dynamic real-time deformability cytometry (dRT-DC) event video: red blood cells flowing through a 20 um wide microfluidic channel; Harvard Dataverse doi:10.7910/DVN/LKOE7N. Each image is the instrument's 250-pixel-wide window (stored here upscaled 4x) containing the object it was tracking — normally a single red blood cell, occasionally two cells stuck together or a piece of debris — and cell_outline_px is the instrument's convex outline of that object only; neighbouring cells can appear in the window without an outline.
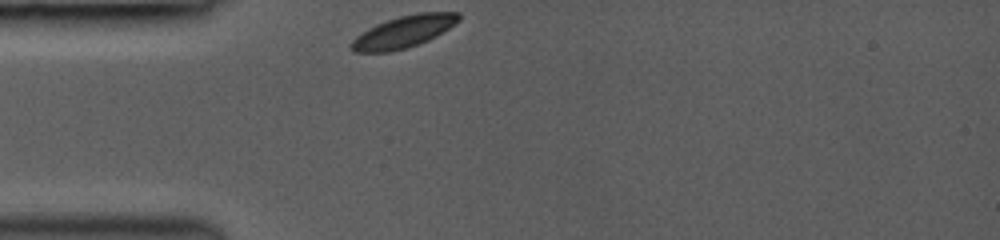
{"species": "common noctule bat (a hibernating species)", "species_latin": "Nyctalus noctula", "temperature_condition": "room temperature", "stored_images_in_passage": 18, "camera_frame_rate_fps": 3000, "um_per_image_px": 0.085, "animal": {"sex": "female", "body_mass_g": 19.0, "forearm_length_mm": 53.3}, "frame": {"image": 1, "passage_image": 1, "time_ms": 0.0, "image_size_px": [1000, 240], "cell_outline_px": [[460, 20], [456, 24], [436, 36], [428, 40], [404, 48], [388, 52], [352, 52], [348, 48], [348, 44], [356, 36], [368, 28], [376, 24], [400, 16], [416, 12], [460, 12]], "centroid_in_image_um": [34.29, 2.69], "position_along_channel_um": 50.7, "area_um2": 20.06}}
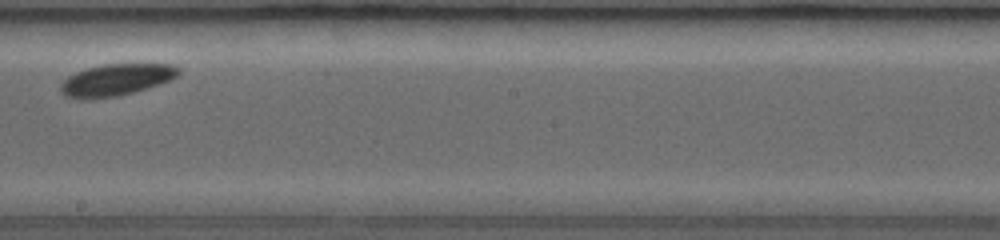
{"frame": {"image": 2, "passage_image": 10, "time_ms": 5.0, "image_size_px": [1000, 240], "cell_outline_px": [[180, 72], [176, 76], [160, 84], [148, 88], [116, 96], [64, 96], [60, 92], [60, 84], [68, 76], [76, 72], [100, 64], [172, 64], [180, 68]], "centroid_in_image_um": [9.91, 6.74], "position_along_channel_um": 238.3, "area_um2": 21.1}}
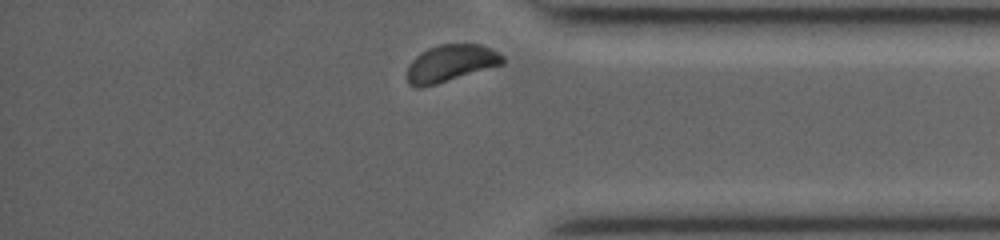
{"frame": {"image": 3, "passage_image": 18, "time_ms": 9.0, "image_size_px": [1000, 240], "cell_outline_px": [[504, 64], [436, 84], [420, 88], [416, 88], [408, 84], [408, 64], [420, 52], [428, 48], [440, 44], [480, 44], [504, 56]], "centroid_in_image_um": [38.28, 5.38], "position_along_channel_um": 396.9, "area_um2": 20.52}, "authors_computed_cell_mechanics": {"area_um2": 21.1837, "velocity_mm_per_s": 3.9665, "shape_relaxation_time_tau1_ms": 0.3897, "shape_relaxation_time_tau2_ms": null, "deformation_change_tau1": 0.0315, "deformation_change_tau2": null}}